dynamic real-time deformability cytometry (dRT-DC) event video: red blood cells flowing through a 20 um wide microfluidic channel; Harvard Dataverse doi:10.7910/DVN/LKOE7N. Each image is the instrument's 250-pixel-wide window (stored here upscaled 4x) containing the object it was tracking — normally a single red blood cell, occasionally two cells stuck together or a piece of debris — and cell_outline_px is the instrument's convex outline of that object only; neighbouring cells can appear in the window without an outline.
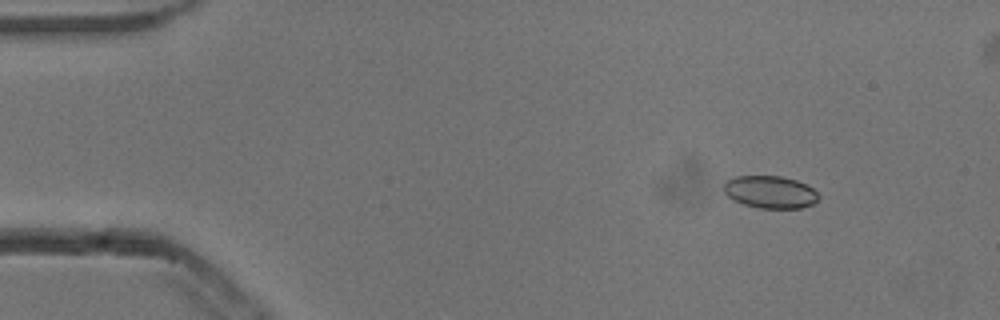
{"species": "common noctule bat (a hibernating species)", "species_latin": "Nyctalus noctula", "temperature_condition": "cold", "stored_images_in_passage": 54, "camera_frame_rate_fps": 3000, "um_per_image_px": 0.085, "animal": {"sex": "male", "body_mass_g": 13.3}, "frame": {"image": 1, "passage_image": 7, "time_ms": 2.0, "image_size_px": [1000, 320], "cell_outline_px": [[820, 196], [812, 204], [800, 208], [760, 208], [744, 204], [732, 200], [724, 192], [724, 184], [728, 180], [736, 176], [780, 176], [796, 180], [812, 188]], "centroid_in_image_um": [65.45, 16.32], "position_along_channel_um": 19.6, "area_um2": 17.74}}
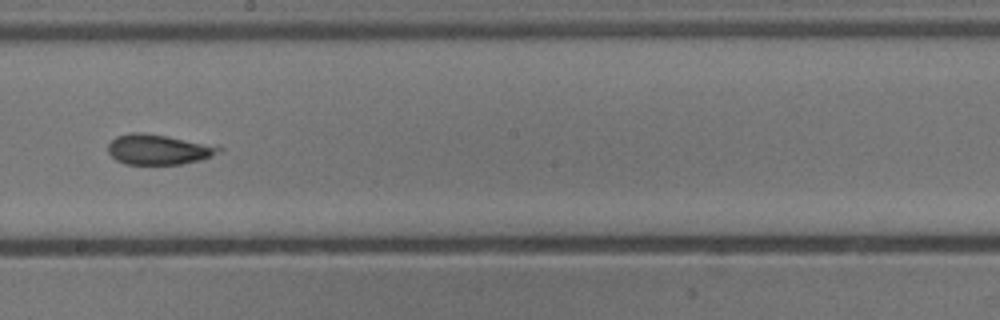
{"frame": {"image": 2, "passage_image": 31, "time_ms": 10.0, "image_size_px": [1000, 320], "cell_outline_px": [[224, 148], [220, 152], [212, 156], [200, 160], [180, 164], [124, 164], [116, 160], [108, 152], [108, 144], [116, 136], [128, 132], [140, 132], [168, 136], [220, 144]], "centroid_in_image_um": [13.54, 12.68], "position_along_channel_um": 234.7, "area_um2": 20.0}}
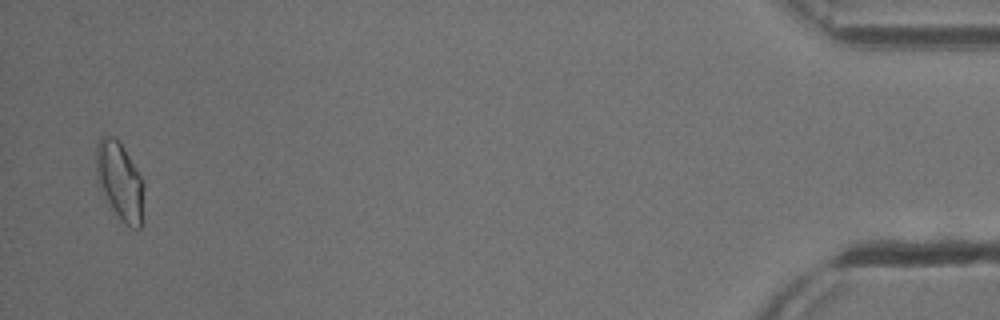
{"frame": {"image": 3, "passage_image": 53, "time_ms": 17.333, "image_size_px": [1000, 320], "cell_outline_px": [[144, 224], [140, 228], [132, 228], [124, 224], [112, 208], [100, 188], [96, 180], [96, 144], [100, 136], [116, 136], [124, 148], [140, 176], [144, 184]], "centroid_in_image_um": [10.21, 15.42], "position_along_channel_um": 425.0, "area_um2": 22.08}, "authors_computed_cell_mechanics": {"area_um2": 19.0451, "velocity_mm_per_s": 3.8334, "shape_relaxation_time_tau1_ms": null, "shape_relaxation_time_tau2_ms": 2.0214, "deformation_change_tau1": null, "deformation_change_tau2": 0.0878}}